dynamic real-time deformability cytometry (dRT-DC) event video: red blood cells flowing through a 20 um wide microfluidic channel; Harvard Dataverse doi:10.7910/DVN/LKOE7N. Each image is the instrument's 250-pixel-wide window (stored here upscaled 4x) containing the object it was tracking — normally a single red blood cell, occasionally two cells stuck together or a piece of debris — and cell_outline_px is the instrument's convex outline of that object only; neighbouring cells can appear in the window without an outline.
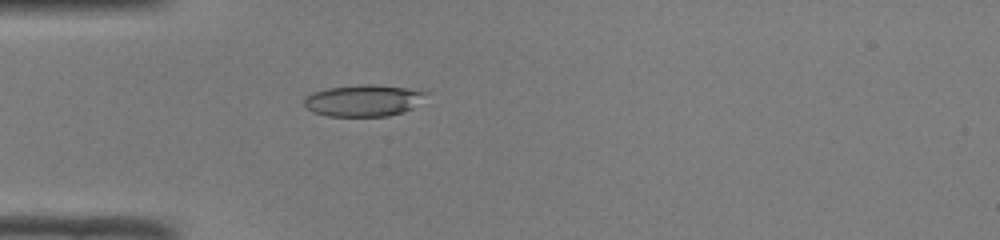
{"species": "common noctule bat (a hibernating species)", "species_latin": "Nyctalus noctula", "temperature_condition": "room temperature", "stored_images_in_passage": 32, "camera_frame_rate_fps": 3000, "um_per_image_px": 0.085, "animal": {"sex": "male", "body_mass_g": 19.0, "forearm_length_mm": 50.8}, "frame": {"image": 1, "passage_image": 1, "time_ms": 0.0, "image_size_px": [1000, 240], "cell_outline_px": [[432, 92], [412, 108], [404, 112], [388, 116], [328, 116], [312, 112], [304, 108], [304, 96], [312, 92], [328, 88], [360, 84], [372, 84], [428, 88]], "centroid_in_image_um": [30.99, 8.51], "position_along_channel_um": 54.0, "area_um2": 23.41}}
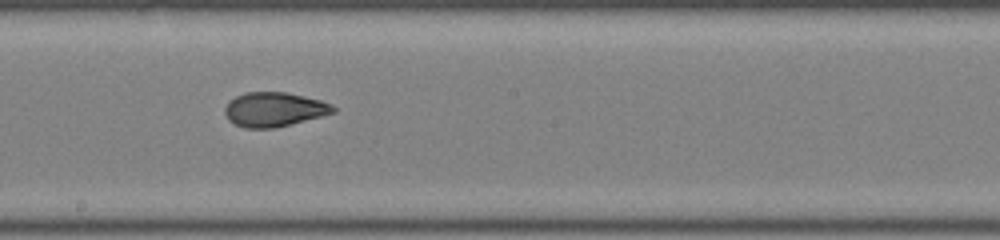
{"frame": {"image": 2, "passage_image": 14, "time_ms": 4.333, "image_size_px": [1000, 240], "cell_outline_px": [[336, 112], [272, 128], [244, 128], [228, 120], [224, 112], [224, 108], [228, 100], [244, 92], [284, 92], [304, 96], [320, 100], [332, 104], [336, 108]], "centroid_in_image_um": [23.26, 9.29], "position_along_channel_um": 224.9, "area_um2": 21.56}}
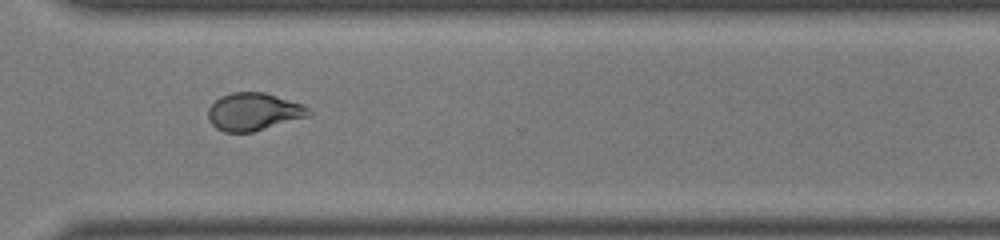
{"frame": {"image": 3, "passage_image": 23, "time_ms": 7.333, "image_size_px": [1000, 240], "cell_outline_px": [[312, 116], [252, 132], [224, 132], [216, 128], [208, 120], [208, 108], [220, 96], [232, 92], [264, 92], [304, 104], [312, 112]], "centroid_in_image_um": [21.59, 9.5], "position_along_channel_um": 349.0, "area_um2": 22.31}, "authors_computed_cell_mechanics": {"area_um2": 21.6172, "velocity_mm_per_s": 4.1206, "shape_relaxation_time_tau1_ms": null, "shape_relaxation_time_tau2_ms": 1.4267, "deformation_change_tau1": null, "deformation_change_tau2": 0.0702}}